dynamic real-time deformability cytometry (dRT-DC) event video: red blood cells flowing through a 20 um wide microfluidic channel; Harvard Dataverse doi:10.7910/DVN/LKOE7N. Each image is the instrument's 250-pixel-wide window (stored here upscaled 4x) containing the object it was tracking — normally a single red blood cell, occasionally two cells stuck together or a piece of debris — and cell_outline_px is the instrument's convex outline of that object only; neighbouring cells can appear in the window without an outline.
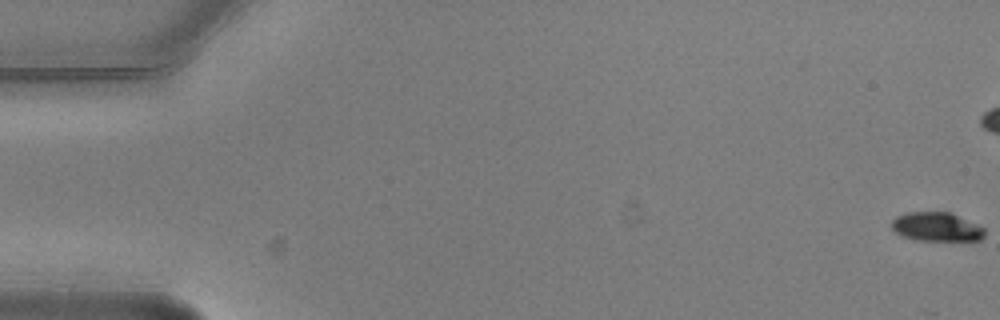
{"species": "common noctule bat (a hibernating species)", "species_latin": "Nyctalus noctula", "temperature_condition": "warm", "stored_images_in_passage": 12, "camera_frame_rate_fps": 3000, "um_per_image_px": 0.085, "animal": {"sex": "male", "body_mass_g": 20.5, "forearm_length_mm": 52.5}, "frame": {"image": 1, "passage_image": 1, "time_ms": 0.0, "image_size_px": [1000, 320], "cell_outline_px": [[984, 236], [980, 240], [916, 240], [900, 236], [892, 228], [892, 220], [896, 216], [908, 212], [952, 212], [984, 228]], "centroid_in_image_um": [79.59, 19.28], "position_along_channel_um": 5.4, "area_um2": 15.66}}
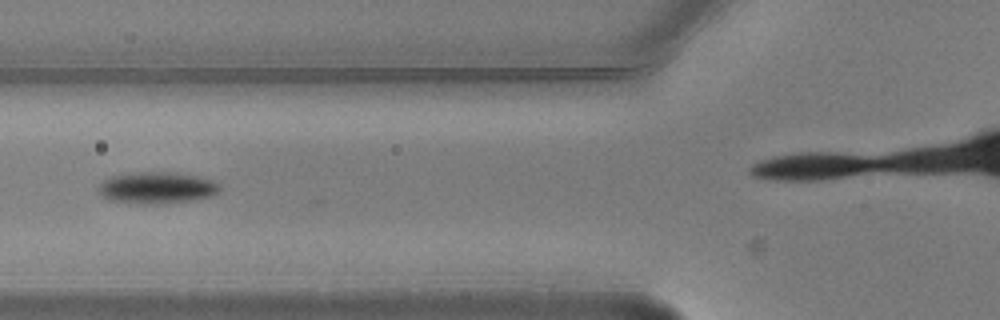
{"frame": {"image": 2, "passage_image": 6, "time_ms": 1.667, "image_size_px": [1000, 320], "cell_outline_px": [[220, 192], [212, 196], [192, 200], [160, 204], [144, 204], [108, 200], [100, 192], [100, 184], [108, 176], [140, 172], [176, 172], [196, 176], [212, 180], [220, 184]], "centroid_in_image_um": [13.37, 15.96], "position_along_channel_um": 112.4, "area_um2": 22.37}}